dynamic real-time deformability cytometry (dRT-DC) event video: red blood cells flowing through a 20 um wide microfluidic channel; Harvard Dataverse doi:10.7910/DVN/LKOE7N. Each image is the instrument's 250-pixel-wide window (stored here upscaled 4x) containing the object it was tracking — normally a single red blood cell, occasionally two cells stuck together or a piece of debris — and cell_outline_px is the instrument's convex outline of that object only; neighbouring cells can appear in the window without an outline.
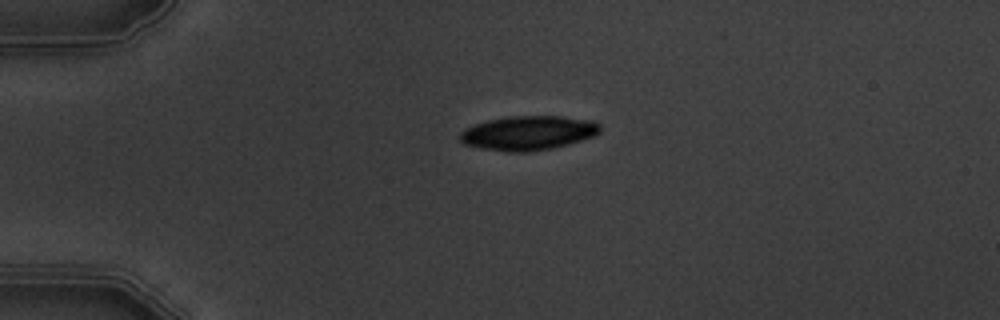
{"species": "common noctule bat (a hibernating species)", "species_latin": "Nyctalus noctula", "temperature_condition": "warm", "stored_images_in_passage": 6, "camera_frame_rate_fps": 3000, "um_per_image_px": 0.085, "animal": {"sex": "male", "body_mass_g": 19.5, "forearm_length_mm": 54.6}, "frame": {"image": 1, "passage_image": 6, "time_ms": 5.667, "image_size_px": [1000, 320], "cell_outline_px": [[600, 132], [596, 136], [568, 144], [552, 148], [528, 152], [508, 152], [480, 148], [464, 144], [460, 140], [460, 132], [464, 128], [488, 120], [508, 116], [560, 116], [592, 120], [600, 124]], "centroid_in_image_um": [44.91, 11.3], "position_along_channel_um": 40.1, "area_um2": 28.15}}